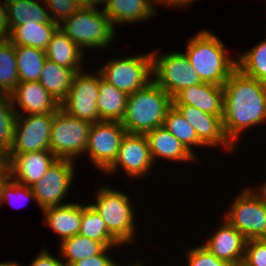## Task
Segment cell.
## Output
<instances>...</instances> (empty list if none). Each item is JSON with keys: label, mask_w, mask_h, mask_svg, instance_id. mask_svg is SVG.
Returning <instances> with one entry per match:
<instances>
[{"label": "cell", "mask_w": 266, "mask_h": 266, "mask_svg": "<svg viewBox=\"0 0 266 266\" xmlns=\"http://www.w3.org/2000/svg\"><path fill=\"white\" fill-rule=\"evenodd\" d=\"M223 88V129L235 145L247 129L266 123V83L236 68Z\"/></svg>", "instance_id": "obj_1"}, {"label": "cell", "mask_w": 266, "mask_h": 266, "mask_svg": "<svg viewBox=\"0 0 266 266\" xmlns=\"http://www.w3.org/2000/svg\"><path fill=\"white\" fill-rule=\"evenodd\" d=\"M185 55L202 82L223 86L237 68V58L230 57L229 50L211 30H201L191 38Z\"/></svg>", "instance_id": "obj_2"}, {"label": "cell", "mask_w": 266, "mask_h": 266, "mask_svg": "<svg viewBox=\"0 0 266 266\" xmlns=\"http://www.w3.org/2000/svg\"><path fill=\"white\" fill-rule=\"evenodd\" d=\"M172 106V97L152 80L128 95L121 123L127 133L145 135L156 127L163 126L167 111Z\"/></svg>", "instance_id": "obj_3"}, {"label": "cell", "mask_w": 266, "mask_h": 266, "mask_svg": "<svg viewBox=\"0 0 266 266\" xmlns=\"http://www.w3.org/2000/svg\"><path fill=\"white\" fill-rule=\"evenodd\" d=\"M96 192L95 203L90 205L104 220L109 233L122 246L136 242L133 200L125 192L110 186L101 185Z\"/></svg>", "instance_id": "obj_4"}, {"label": "cell", "mask_w": 266, "mask_h": 266, "mask_svg": "<svg viewBox=\"0 0 266 266\" xmlns=\"http://www.w3.org/2000/svg\"><path fill=\"white\" fill-rule=\"evenodd\" d=\"M59 28L83 51V48H108L115 39V27L98 7H80Z\"/></svg>", "instance_id": "obj_5"}, {"label": "cell", "mask_w": 266, "mask_h": 266, "mask_svg": "<svg viewBox=\"0 0 266 266\" xmlns=\"http://www.w3.org/2000/svg\"><path fill=\"white\" fill-rule=\"evenodd\" d=\"M90 126V122L74 117L60 107L53 114L50 150L58 159L75 161L85 155Z\"/></svg>", "instance_id": "obj_6"}, {"label": "cell", "mask_w": 266, "mask_h": 266, "mask_svg": "<svg viewBox=\"0 0 266 266\" xmlns=\"http://www.w3.org/2000/svg\"><path fill=\"white\" fill-rule=\"evenodd\" d=\"M97 70L104 80L129 95L153 80L152 53L108 59L105 65Z\"/></svg>", "instance_id": "obj_7"}, {"label": "cell", "mask_w": 266, "mask_h": 266, "mask_svg": "<svg viewBox=\"0 0 266 266\" xmlns=\"http://www.w3.org/2000/svg\"><path fill=\"white\" fill-rule=\"evenodd\" d=\"M152 53L153 81L172 98L182 89L202 83L199 74L181 52Z\"/></svg>", "instance_id": "obj_8"}, {"label": "cell", "mask_w": 266, "mask_h": 266, "mask_svg": "<svg viewBox=\"0 0 266 266\" xmlns=\"http://www.w3.org/2000/svg\"><path fill=\"white\" fill-rule=\"evenodd\" d=\"M233 203V204H232ZM224 219L246 240L266 239V206L245 186L234 198Z\"/></svg>", "instance_id": "obj_9"}, {"label": "cell", "mask_w": 266, "mask_h": 266, "mask_svg": "<svg viewBox=\"0 0 266 266\" xmlns=\"http://www.w3.org/2000/svg\"><path fill=\"white\" fill-rule=\"evenodd\" d=\"M96 71L75 73L67 98L60 104L68 114L91 124L101 121L97 108L99 71Z\"/></svg>", "instance_id": "obj_10"}, {"label": "cell", "mask_w": 266, "mask_h": 266, "mask_svg": "<svg viewBox=\"0 0 266 266\" xmlns=\"http://www.w3.org/2000/svg\"><path fill=\"white\" fill-rule=\"evenodd\" d=\"M126 133L122 123L118 121L91 124L85 154L95 168L105 172L113 164Z\"/></svg>", "instance_id": "obj_11"}, {"label": "cell", "mask_w": 266, "mask_h": 266, "mask_svg": "<svg viewBox=\"0 0 266 266\" xmlns=\"http://www.w3.org/2000/svg\"><path fill=\"white\" fill-rule=\"evenodd\" d=\"M74 163L72 160L57 159L47 173L31 186L41 211L49 207L68 204V201L65 203L64 197L73 185Z\"/></svg>", "instance_id": "obj_12"}, {"label": "cell", "mask_w": 266, "mask_h": 266, "mask_svg": "<svg viewBox=\"0 0 266 266\" xmlns=\"http://www.w3.org/2000/svg\"><path fill=\"white\" fill-rule=\"evenodd\" d=\"M53 114L17 115L9 154L50 150Z\"/></svg>", "instance_id": "obj_13"}, {"label": "cell", "mask_w": 266, "mask_h": 266, "mask_svg": "<svg viewBox=\"0 0 266 266\" xmlns=\"http://www.w3.org/2000/svg\"><path fill=\"white\" fill-rule=\"evenodd\" d=\"M153 165L155 166L146 136L144 134L126 133L122 139L116 160L104 173L113 175L121 168L129 177L135 179L147 175L154 167Z\"/></svg>", "instance_id": "obj_14"}, {"label": "cell", "mask_w": 266, "mask_h": 266, "mask_svg": "<svg viewBox=\"0 0 266 266\" xmlns=\"http://www.w3.org/2000/svg\"><path fill=\"white\" fill-rule=\"evenodd\" d=\"M195 129L198 139L206 147H222L233 151V145L226 137L222 124L223 115H211L191 105H173Z\"/></svg>", "instance_id": "obj_15"}, {"label": "cell", "mask_w": 266, "mask_h": 266, "mask_svg": "<svg viewBox=\"0 0 266 266\" xmlns=\"http://www.w3.org/2000/svg\"><path fill=\"white\" fill-rule=\"evenodd\" d=\"M57 159L51 150L8 154V174L19 184L31 187L47 173Z\"/></svg>", "instance_id": "obj_16"}, {"label": "cell", "mask_w": 266, "mask_h": 266, "mask_svg": "<svg viewBox=\"0 0 266 266\" xmlns=\"http://www.w3.org/2000/svg\"><path fill=\"white\" fill-rule=\"evenodd\" d=\"M10 97L17 115L54 114L60 108L39 81L19 83Z\"/></svg>", "instance_id": "obj_17"}, {"label": "cell", "mask_w": 266, "mask_h": 266, "mask_svg": "<svg viewBox=\"0 0 266 266\" xmlns=\"http://www.w3.org/2000/svg\"><path fill=\"white\" fill-rule=\"evenodd\" d=\"M219 226L202 245L218 259L231 265L243 262L247 240L225 219Z\"/></svg>", "instance_id": "obj_18"}, {"label": "cell", "mask_w": 266, "mask_h": 266, "mask_svg": "<svg viewBox=\"0 0 266 266\" xmlns=\"http://www.w3.org/2000/svg\"><path fill=\"white\" fill-rule=\"evenodd\" d=\"M223 86L202 82L179 91L173 105H191L211 115H223Z\"/></svg>", "instance_id": "obj_19"}, {"label": "cell", "mask_w": 266, "mask_h": 266, "mask_svg": "<svg viewBox=\"0 0 266 266\" xmlns=\"http://www.w3.org/2000/svg\"><path fill=\"white\" fill-rule=\"evenodd\" d=\"M103 5V11L114 27L125 23L148 21L158 13L152 0H104Z\"/></svg>", "instance_id": "obj_20"}, {"label": "cell", "mask_w": 266, "mask_h": 266, "mask_svg": "<svg viewBox=\"0 0 266 266\" xmlns=\"http://www.w3.org/2000/svg\"><path fill=\"white\" fill-rule=\"evenodd\" d=\"M152 160L155 164L156 158H163L166 160L179 161V162H196L198 161L193 153H191L177 138H175L163 126L156 127L155 129L145 134Z\"/></svg>", "instance_id": "obj_21"}, {"label": "cell", "mask_w": 266, "mask_h": 266, "mask_svg": "<svg viewBox=\"0 0 266 266\" xmlns=\"http://www.w3.org/2000/svg\"><path fill=\"white\" fill-rule=\"evenodd\" d=\"M42 213L45 216L44 224L60 236L59 243L79 233L82 219V204L79 201L49 207Z\"/></svg>", "instance_id": "obj_22"}, {"label": "cell", "mask_w": 266, "mask_h": 266, "mask_svg": "<svg viewBox=\"0 0 266 266\" xmlns=\"http://www.w3.org/2000/svg\"><path fill=\"white\" fill-rule=\"evenodd\" d=\"M48 60L72 70L74 73L83 69L84 51L80 49L60 28L52 35L45 50Z\"/></svg>", "instance_id": "obj_23"}, {"label": "cell", "mask_w": 266, "mask_h": 266, "mask_svg": "<svg viewBox=\"0 0 266 266\" xmlns=\"http://www.w3.org/2000/svg\"><path fill=\"white\" fill-rule=\"evenodd\" d=\"M127 98L126 92L108 83L99 72L97 108L101 121L121 122L126 112Z\"/></svg>", "instance_id": "obj_24"}, {"label": "cell", "mask_w": 266, "mask_h": 266, "mask_svg": "<svg viewBox=\"0 0 266 266\" xmlns=\"http://www.w3.org/2000/svg\"><path fill=\"white\" fill-rule=\"evenodd\" d=\"M59 26L56 23L26 22L16 26L9 36V40L15 46H30L46 50L52 35Z\"/></svg>", "instance_id": "obj_25"}, {"label": "cell", "mask_w": 266, "mask_h": 266, "mask_svg": "<svg viewBox=\"0 0 266 266\" xmlns=\"http://www.w3.org/2000/svg\"><path fill=\"white\" fill-rule=\"evenodd\" d=\"M40 1V2H39ZM6 0L8 24L12 31L16 26L28 22L54 23L42 0ZM42 2V3H41Z\"/></svg>", "instance_id": "obj_26"}, {"label": "cell", "mask_w": 266, "mask_h": 266, "mask_svg": "<svg viewBox=\"0 0 266 266\" xmlns=\"http://www.w3.org/2000/svg\"><path fill=\"white\" fill-rule=\"evenodd\" d=\"M74 74L72 70L46 59L39 82L61 104L67 98Z\"/></svg>", "instance_id": "obj_27"}, {"label": "cell", "mask_w": 266, "mask_h": 266, "mask_svg": "<svg viewBox=\"0 0 266 266\" xmlns=\"http://www.w3.org/2000/svg\"><path fill=\"white\" fill-rule=\"evenodd\" d=\"M105 248L102 242L76 234L60 243L59 253L63 261L65 260L64 265L71 266L77 261L100 254Z\"/></svg>", "instance_id": "obj_28"}, {"label": "cell", "mask_w": 266, "mask_h": 266, "mask_svg": "<svg viewBox=\"0 0 266 266\" xmlns=\"http://www.w3.org/2000/svg\"><path fill=\"white\" fill-rule=\"evenodd\" d=\"M19 83L39 81L47 59L42 49L30 46H15Z\"/></svg>", "instance_id": "obj_29"}, {"label": "cell", "mask_w": 266, "mask_h": 266, "mask_svg": "<svg viewBox=\"0 0 266 266\" xmlns=\"http://www.w3.org/2000/svg\"><path fill=\"white\" fill-rule=\"evenodd\" d=\"M19 84L15 45L0 39V95L10 96Z\"/></svg>", "instance_id": "obj_30"}, {"label": "cell", "mask_w": 266, "mask_h": 266, "mask_svg": "<svg viewBox=\"0 0 266 266\" xmlns=\"http://www.w3.org/2000/svg\"><path fill=\"white\" fill-rule=\"evenodd\" d=\"M80 235L102 242L106 247H120L121 244L109 233L104 220L90 205L82 204Z\"/></svg>", "instance_id": "obj_31"}, {"label": "cell", "mask_w": 266, "mask_h": 266, "mask_svg": "<svg viewBox=\"0 0 266 266\" xmlns=\"http://www.w3.org/2000/svg\"><path fill=\"white\" fill-rule=\"evenodd\" d=\"M163 127L166 128L175 138H177L195 156L192 149L196 147H206L197 137L195 129L189 122L172 106L165 116ZM193 146V147H192Z\"/></svg>", "instance_id": "obj_32"}, {"label": "cell", "mask_w": 266, "mask_h": 266, "mask_svg": "<svg viewBox=\"0 0 266 266\" xmlns=\"http://www.w3.org/2000/svg\"><path fill=\"white\" fill-rule=\"evenodd\" d=\"M237 68L247 76L266 83V39L238 54Z\"/></svg>", "instance_id": "obj_33"}, {"label": "cell", "mask_w": 266, "mask_h": 266, "mask_svg": "<svg viewBox=\"0 0 266 266\" xmlns=\"http://www.w3.org/2000/svg\"><path fill=\"white\" fill-rule=\"evenodd\" d=\"M17 113L10 96L0 95V151L8 155L14 138Z\"/></svg>", "instance_id": "obj_34"}, {"label": "cell", "mask_w": 266, "mask_h": 266, "mask_svg": "<svg viewBox=\"0 0 266 266\" xmlns=\"http://www.w3.org/2000/svg\"><path fill=\"white\" fill-rule=\"evenodd\" d=\"M18 198L23 202L24 200L26 201L29 199H33L32 201L36 202V198L31 190V187L19 184L18 182L14 181L10 176H8L2 182L1 186V205L3 206V203H10L14 206L16 202H19Z\"/></svg>", "instance_id": "obj_35"}, {"label": "cell", "mask_w": 266, "mask_h": 266, "mask_svg": "<svg viewBox=\"0 0 266 266\" xmlns=\"http://www.w3.org/2000/svg\"><path fill=\"white\" fill-rule=\"evenodd\" d=\"M50 17L58 26L67 20L81 6L76 0H42Z\"/></svg>", "instance_id": "obj_36"}, {"label": "cell", "mask_w": 266, "mask_h": 266, "mask_svg": "<svg viewBox=\"0 0 266 266\" xmlns=\"http://www.w3.org/2000/svg\"><path fill=\"white\" fill-rule=\"evenodd\" d=\"M186 262L188 266H230L228 262L218 259L202 244L186 249Z\"/></svg>", "instance_id": "obj_37"}, {"label": "cell", "mask_w": 266, "mask_h": 266, "mask_svg": "<svg viewBox=\"0 0 266 266\" xmlns=\"http://www.w3.org/2000/svg\"><path fill=\"white\" fill-rule=\"evenodd\" d=\"M243 262L247 266H266V239L247 240Z\"/></svg>", "instance_id": "obj_38"}, {"label": "cell", "mask_w": 266, "mask_h": 266, "mask_svg": "<svg viewBox=\"0 0 266 266\" xmlns=\"http://www.w3.org/2000/svg\"><path fill=\"white\" fill-rule=\"evenodd\" d=\"M112 248L106 247L100 254L77 261L71 266H116L118 263H116L115 259L113 260L109 253L107 254L109 250L111 252Z\"/></svg>", "instance_id": "obj_39"}, {"label": "cell", "mask_w": 266, "mask_h": 266, "mask_svg": "<svg viewBox=\"0 0 266 266\" xmlns=\"http://www.w3.org/2000/svg\"><path fill=\"white\" fill-rule=\"evenodd\" d=\"M40 253L36 255L33 261L28 266H65L64 262L56 257L46 249H42L39 251ZM21 266V264H19ZM23 266V265H22Z\"/></svg>", "instance_id": "obj_40"}, {"label": "cell", "mask_w": 266, "mask_h": 266, "mask_svg": "<svg viewBox=\"0 0 266 266\" xmlns=\"http://www.w3.org/2000/svg\"><path fill=\"white\" fill-rule=\"evenodd\" d=\"M10 32L7 3L6 0H0V39H8Z\"/></svg>", "instance_id": "obj_41"}, {"label": "cell", "mask_w": 266, "mask_h": 266, "mask_svg": "<svg viewBox=\"0 0 266 266\" xmlns=\"http://www.w3.org/2000/svg\"><path fill=\"white\" fill-rule=\"evenodd\" d=\"M257 189L249 188L251 192L266 206V182L260 183Z\"/></svg>", "instance_id": "obj_42"}, {"label": "cell", "mask_w": 266, "mask_h": 266, "mask_svg": "<svg viewBox=\"0 0 266 266\" xmlns=\"http://www.w3.org/2000/svg\"><path fill=\"white\" fill-rule=\"evenodd\" d=\"M195 1H198V0H165L162 5H167L169 6L170 8L171 7H176L179 8V7H188V6H191L189 4H192L193 2ZM171 5V6H170Z\"/></svg>", "instance_id": "obj_43"}, {"label": "cell", "mask_w": 266, "mask_h": 266, "mask_svg": "<svg viewBox=\"0 0 266 266\" xmlns=\"http://www.w3.org/2000/svg\"><path fill=\"white\" fill-rule=\"evenodd\" d=\"M8 176L7 155L0 151V178H7Z\"/></svg>", "instance_id": "obj_44"}, {"label": "cell", "mask_w": 266, "mask_h": 266, "mask_svg": "<svg viewBox=\"0 0 266 266\" xmlns=\"http://www.w3.org/2000/svg\"><path fill=\"white\" fill-rule=\"evenodd\" d=\"M82 7H98V4H103L104 0H76Z\"/></svg>", "instance_id": "obj_45"}, {"label": "cell", "mask_w": 266, "mask_h": 266, "mask_svg": "<svg viewBox=\"0 0 266 266\" xmlns=\"http://www.w3.org/2000/svg\"><path fill=\"white\" fill-rule=\"evenodd\" d=\"M0 266H19V263L18 262H15V261H8V262H3L0 263Z\"/></svg>", "instance_id": "obj_46"}, {"label": "cell", "mask_w": 266, "mask_h": 266, "mask_svg": "<svg viewBox=\"0 0 266 266\" xmlns=\"http://www.w3.org/2000/svg\"><path fill=\"white\" fill-rule=\"evenodd\" d=\"M116 266H122V265L117 264ZM125 266H144V265L142 264V262L140 263V261H137V262H135V264L130 263V264L126 265V263H125Z\"/></svg>", "instance_id": "obj_47"}, {"label": "cell", "mask_w": 266, "mask_h": 266, "mask_svg": "<svg viewBox=\"0 0 266 266\" xmlns=\"http://www.w3.org/2000/svg\"><path fill=\"white\" fill-rule=\"evenodd\" d=\"M6 178H0V208L1 206V186H2V182L5 180Z\"/></svg>", "instance_id": "obj_48"}, {"label": "cell", "mask_w": 266, "mask_h": 266, "mask_svg": "<svg viewBox=\"0 0 266 266\" xmlns=\"http://www.w3.org/2000/svg\"><path fill=\"white\" fill-rule=\"evenodd\" d=\"M230 266H247V265L244 262H240V263L232 264Z\"/></svg>", "instance_id": "obj_49"}, {"label": "cell", "mask_w": 266, "mask_h": 266, "mask_svg": "<svg viewBox=\"0 0 266 266\" xmlns=\"http://www.w3.org/2000/svg\"><path fill=\"white\" fill-rule=\"evenodd\" d=\"M155 4L161 5L165 0H152Z\"/></svg>", "instance_id": "obj_50"}]
</instances>
